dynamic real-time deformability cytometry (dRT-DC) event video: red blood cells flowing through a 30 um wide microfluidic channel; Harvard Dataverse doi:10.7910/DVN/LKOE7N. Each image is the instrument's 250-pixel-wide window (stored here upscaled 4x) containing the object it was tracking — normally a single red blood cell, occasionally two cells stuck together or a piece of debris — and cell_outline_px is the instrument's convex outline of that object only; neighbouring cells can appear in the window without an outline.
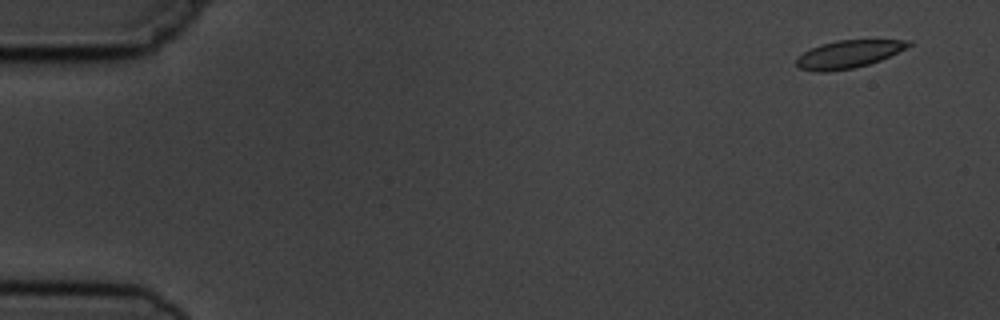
{"species": "common noctule bat (a hibernating species)", "species_latin": "Nyctalus noctula", "temperature_condition": "cold", "stored_images_in_passage": 4, "camera_frame_rate_fps": 3000, "um_per_image_px": 0.085, "animal": {"sex": "male", "body_mass_g": 19.5, "forearm_length_mm": 54.6}, "frame": {"image": 1, "passage_image": 1, "time_ms": 0.0, "image_size_px": [1000, 320], "cell_outline_px": [[912, 44], [880, 60], [868, 64], [852, 68], [828, 72], [812, 72], [800, 68], [796, 64], [796, 60], [804, 52], [820, 44], [836, 40], [912, 40]], "centroid_in_image_um": [72.08, 4.61], "position_along_channel_um": 12.9, "area_um2": 17.86}}